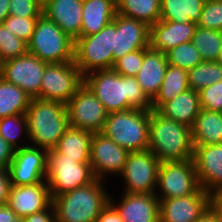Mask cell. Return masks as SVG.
Returning <instances> with one entry per match:
<instances>
[{
    "label": "cell",
    "instance_id": "1",
    "mask_svg": "<svg viewBox=\"0 0 222 222\" xmlns=\"http://www.w3.org/2000/svg\"><path fill=\"white\" fill-rule=\"evenodd\" d=\"M84 84L108 113L132 108L152 110V101L143 92L136 77L122 76L113 69L97 70L84 76Z\"/></svg>",
    "mask_w": 222,
    "mask_h": 222
},
{
    "label": "cell",
    "instance_id": "2",
    "mask_svg": "<svg viewBox=\"0 0 222 222\" xmlns=\"http://www.w3.org/2000/svg\"><path fill=\"white\" fill-rule=\"evenodd\" d=\"M160 162L193 159L192 128L150 111L149 148Z\"/></svg>",
    "mask_w": 222,
    "mask_h": 222
},
{
    "label": "cell",
    "instance_id": "3",
    "mask_svg": "<svg viewBox=\"0 0 222 222\" xmlns=\"http://www.w3.org/2000/svg\"><path fill=\"white\" fill-rule=\"evenodd\" d=\"M27 136L35 145L47 151L56 147L70 127L66 104L35 97L26 111Z\"/></svg>",
    "mask_w": 222,
    "mask_h": 222
},
{
    "label": "cell",
    "instance_id": "4",
    "mask_svg": "<svg viewBox=\"0 0 222 222\" xmlns=\"http://www.w3.org/2000/svg\"><path fill=\"white\" fill-rule=\"evenodd\" d=\"M99 179L52 198L56 222H96L110 201Z\"/></svg>",
    "mask_w": 222,
    "mask_h": 222
},
{
    "label": "cell",
    "instance_id": "5",
    "mask_svg": "<svg viewBox=\"0 0 222 222\" xmlns=\"http://www.w3.org/2000/svg\"><path fill=\"white\" fill-rule=\"evenodd\" d=\"M150 111L132 108L108 113L102 133L128 152L149 148Z\"/></svg>",
    "mask_w": 222,
    "mask_h": 222
},
{
    "label": "cell",
    "instance_id": "6",
    "mask_svg": "<svg viewBox=\"0 0 222 222\" xmlns=\"http://www.w3.org/2000/svg\"><path fill=\"white\" fill-rule=\"evenodd\" d=\"M74 47L75 41L43 14L28 42V52L47 63L74 61Z\"/></svg>",
    "mask_w": 222,
    "mask_h": 222
},
{
    "label": "cell",
    "instance_id": "7",
    "mask_svg": "<svg viewBox=\"0 0 222 222\" xmlns=\"http://www.w3.org/2000/svg\"><path fill=\"white\" fill-rule=\"evenodd\" d=\"M90 162L79 163L58 153H47L46 177L51 198L86 186L95 180Z\"/></svg>",
    "mask_w": 222,
    "mask_h": 222
},
{
    "label": "cell",
    "instance_id": "8",
    "mask_svg": "<svg viewBox=\"0 0 222 222\" xmlns=\"http://www.w3.org/2000/svg\"><path fill=\"white\" fill-rule=\"evenodd\" d=\"M114 19L98 33L75 40L74 62L82 75L113 67Z\"/></svg>",
    "mask_w": 222,
    "mask_h": 222
},
{
    "label": "cell",
    "instance_id": "9",
    "mask_svg": "<svg viewBox=\"0 0 222 222\" xmlns=\"http://www.w3.org/2000/svg\"><path fill=\"white\" fill-rule=\"evenodd\" d=\"M84 84V76L74 61L48 63L42 75L40 98L67 104Z\"/></svg>",
    "mask_w": 222,
    "mask_h": 222
},
{
    "label": "cell",
    "instance_id": "10",
    "mask_svg": "<svg viewBox=\"0 0 222 222\" xmlns=\"http://www.w3.org/2000/svg\"><path fill=\"white\" fill-rule=\"evenodd\" d=\"M161 198L166 200L194 194L199 188L193 159L186 161L161 162L158 169L157 186Z\"/></svg>",
    "mask_w": 222,
    "mask_h": 222
},
{
    "label": "cell",
    "instance_id": "11",
    "mask_svg": "<svg viewBox=\"0 0 222 222\" xmlns=\"http://www.w3.org/2000/svg\"><path fill=\"white\" fill-rule=\"evenodd\" d=\"M159 159L149 150L129 152L121 176L125 179V193L155 194Z\"/></svg>",
    "mask_w": 222,
    "mask_h": 222
},
{
    "label": "cell",
    "instance_id": "12",
    "mask_svg": "<svg viewBox=\"0 0 222 222\" xmlns=\"http://www.w3.org/2000/svg\"><path fill=\"white\" fill-rule=\"evenodd\" d=\"M48 63L37 56L26 54L0 63V77L15 84L30 97L40 98V87L44 68Z\"/></svg>",
    "mask_w": 222,
    "mask_h": 222
},
{
    "label": "cell",
    "instance_id": "13",
    "mask_svg": "<svg viewBox=\"0 0 222 222\" xmlns=\"http://www.w3.org/2000/svg\"><path fill=\"white\" fill-rule=\"evenodd\" d=\"M70 127L101 132L108 116L103 104L83 84L66 104Z\"/></svg>",
    "mask_w": 222,
    "mask_h": 222
},
{
    "label": "cell",
    "instance_id": "14",
    "mask_svg": "<svg viewBox=\"0 0 222 222\" xmlns=\"http://www.w3.org/2000/svg\"><path fill=\"white\" fill-rule=\"evenodd\" d=\"M48 151L30 145L19 146L8 167L11 185H32L43 182L46 177Z\"/></svg>",
    "mask_w": 222,
    "mask_h": 222
},
{
    "label": "cell",
    "instance_id": "15",
    "mask_svg": "<svg viewBox=\"0 0 222 222\" xmlns=\"http://www.w3.org/2000/svg\"><path fill=\"white\" fill-rule=\"evenodd\" d=\"M128 151L102 133H93L90 143V164L96 179L105 173H122Z\"/></svg>",
    "mask_w": 222,
    "mask_h": 222
},
{
    "label": "cell",
    "instance_id": "16",
    "mask_svg": "<svg viewBox=\"0 0 222 222\" xmlns=\"http://www.w3.org/2000/svg\"><path fill=\"white\" fill-rule=\"evenodd\" d=\"M160 222H195L211 206V195L203 188L184 197L159 200Z\"/></svg>",
    "mask_w": 222,
    "mask_h": 222
},
{
    "label": "cell",
    "instance_id": "17",
    "mask_svg": "<svg viewBox=\"0 0 222 222\" xmlns=\"http://www.w3.org/2000/svg\"><path fill=\"white\" fill-rule=\"evenodd\" d=\"M150 26L119 13L114 17V62L127 53L149 47Z\"/></svg>",
    "mask_w": 222,
    "mask_h": 222
},
{
    "label": "cell",
    "instance_id": "18",
    "mask_svg": "<svg viewBox=\"0 0 222 222\" xmlns=\"http://www.w3.org/2000/svg\"><path fill=\"white\" fill-rule=\"evenodd\" d=\"M193 161L200 187L210 195L221 192L222 144L194 146Z\"/></svg>",
    "mask_w": 222,
    "mask_h": 222
},
{
    "label": "cell",
    "instance_id": "19",
    "mask_svg": "<svg viewBox=\"0 0 222 222\" xmlns=\"http://www.w3.org/2000/svg\"><path fill=\"white\" fill-rule=\"evenodd\" d=\"M39 182L32 185H11L7 205L19 217L45 210L52 198L47 182Z\"/></svg>",
    "mask_w": 222,
    "mask_h": 222
},
{
    "label": "cell",
    "instance_id": "20",
    "mask_svg": "<svg viewBox=\"0 0 222 222\" xmlns=\"http://www.w3.org/2000/svg\"><path fill=\"white\" fill-rule=\"evenodd\" d=\"M83 0H44L42 14L74 41L80 37Z\"/></svg>",
    "mask_w": 222,
    "mask_h": 222
},
{
    "label": "cell",
    "instance_id": "21",
    "mask_svg": "<svg viewBox=\"0 0 222 222\" xmlns=\"http://www.w3.org/2000/svg\"><path fill=\"white\" fill-rule=\"evenodd\" d=\"M197 24L176 23L174 21L159 20L150 26L149 47L166 53L168 50L185 42H191Z\"/></svg>",
    "mask_w": 222,
    "mask_h": 222
},
{
    "label": "cell",
    "instance_id": "22",
    "mask_svg": "<svg viewBox=\"0 0 222 222\" xmlns=\"http://www.w3.org/2000/svg\"><path fill=\"white\" fill-rule=\"evenodd\" d=\"M124 222H160L157 194L123 193L119 205H114Z\"/></svg>",
    "mask_w": 222,
    "mask_h": 222
},
{
    "label": "cell",
    "instance_id": "23",
    "mask_svg": "<svg viewBox=\"0 0 222 222\" xmlns=\"http://www.w3.org/2000/svg\"><path fill=\"white\" fill-rule=\"evenodd\" d=\"M168 65L165 53L150 47L144 49V61L136 79L151 101L159 92Z\"/></svg>",
    "mask_w": 222,
    "mask_h": 222
},
{
    "label": "cell",
    "instance_id": "24",
    "mask_svg": "<svg viewBox=\"0 0 222 222\" xmlns=\"http://www.w3.org/2000/svg\"><path fill=\"white\" fill-rule=\"evenodd\" d=\"M200 110L199 92L189 88L163 104L157 111L167 118L192 128Z\"/></svg>",
    "mask_w": 222,
    "mask_h": 222
},
{
    "label": "cell",
    "instance_id": "25",
    "mask_svg": "<svg viewBox=\"0 0 222 222\" xmlns=\"http://www.w3.org/2000/svg\"><path fill=\"white\" fill-rule=\"evenodd\" d=\"M81 36L101 31L116 15V0H83Z\"/></svg>",
    "mask_w": 222,
    "mask_h": 222
},
{
    "label": "cell",
    "instance_id": "26",
    "mask_svg": "<svg viewBox=\"0 0 222 222\" xmlns=\"http://www.w3.org/2000/svg\"><path fill=\"white\" fill-rule=\"evenodd\" d=\"M93 132L69 127L54 148L66 158L76 162H90V143Z\"/></svg>",
    "mask_w": 222,
    "mask_h": 222
},
{
    "label": "cell",
    "instance_id": "27",
    "mask_svg": "<svg viewBox=\"0 0 222 222\" xmlns=\"http://www.w3.org/2000/svg\"><path fill=\"white\" fill-rule=\"evenodd\" d=\"M194 146L222 144V113L201 109L192 127Z\"/></svg>",
    "mask_w": 222,
    "mask_h": 222
},
{
    "label": "cell",
    "instance_id": "28",
    "mask_svg": "<svg viewBox=\"0 0 222 222\" xmlns=\"http://www.w3.org/2000/svg\"><path fill=\"white\" fill-rule=\"evenodd\" d=\"M206 0H160V20L198 24Z\"/></svg>",
    "mask_w": 222,
    "mask_h": 222
},
{
    "label": "cell",
    "instance_id": "29",
    "mask_svg": "<svg viewBox=\"0 0 222 222\" xmlns=\"http://www.w3.org/2000/svg\"><path fill=\"white\" fill-rule=\"evenodd\" d=\"M187 79L188 70L168 65L159 92L152 100V109L158 110L163 104L189 89Z\"/></svg>",
    "mask_w": 222,
    "mask_h": 222
},
{
    "label": "cell",
    "instance_id": "30",
    "mask_svg": "<svg viewBox=\"0 0 222 222\" xmlns=\"http://www.w3.org/2000/svg\"><path fill=\"white\" fill-rule=\"evenodd\" d=\"M116 12L152 26L160 20L161 4L160 0H116Z\"/></svg>",
    "mask_w": 222,
    "mask_h": 222
},
{
    "label": "cell",
    "instance_id": "31",
    "mask_svg": "<svg viewBox=\"0 0 222 222\" xmlns=\"http://www.w3.org/2000/svg\"><path fill=\"white\" fill-rule=\"evenodd\" d=\"M32 97L15 84L0 77V119L16 114H26Z\"/></svg>",
    "mask_w": 222,
    "mask_h": 222
},
{
    "label": "cell",
    "instance_id": "32",
    "mask_svg": "<svg viewBox=\"0 0 222 222\" xmlns=\"http://www.w3.org/2000/svg\"><path fill=\"white\" fill-rule=\"evenodd\" d=\"M191 42L204 61H217L222 50V32L197 26Z\"/></svg>",
    "mask_w": 222,
    "mask_h": 222
},
{
    "label": "cell",
    "instance_id": "33",
    "mask_svg": "<svg viewBox=\"0 0 222 222\" xmlns=\"http://www.w3.org/2000/svg\"><path fill=\"white\" fill-rule=\"evenodd\" d=\"M188 86L197 92L222 80V66L216 61H202L188 70Z\"/></svg>",
    "mask_w": 222,
    "mask_h": 222
},
{
    "label": "cell",
    "instance_id": "34",
    "mask_svg": "<svg viewBox=\"0 0 222 222\" xmlns=\"http://www.w3.org/2000/svg\"><path fill=\"white\" fill-rule=\"evenodd\" d=\"M165 54L169 65L186 70L193 69L203 61L199 51L194 47L192 42L179 44L168 50Z\"/></svg>",
    "mask_w": 222,
    "mask_h": 222
},
{
    "label": "cell",
    "instance_id": "35",
    "mask_svg": "<svg viewBox=\"0 0 222 222\" xmlns=\"http://www.w3.org/2000/svg\"><path fill=\"white\" fill-rule=\"evenodd\" d=\"M27 52L28 43L0 24V63L20 57Z\"/></svg>",
    "mask_w": 222,
    "mask_h": 222
},
{
    "label": "cell",
    "instance_id": "36",
    "mask_svg": "<svg viewBox=\"0 0 222 222\" xmlns=\"http://www.w3.org/2000/svg\"><path fill=\"white\" fill-rule=\"evenodd\" d=\"M23 130L25 132L28 130L26 114H16L0 119V135L15 150L19 148L16 141Z\"/></svg>",
    "mask_w": 222,
    "mask_h": 222
},
{
    "label": "cell",
    "instance_id": "37",
    "mask_svg": "<svg viewBox=\"0 0 222 222\" xmlns=\"http://www.w3.org/2000/svg\"><path fill=\"white\" fill-rule=\"evenodd\" d=\"M198 27L222 32V0H206Z\"/></svg>",
    "mask_w": 222,
    "mask_h": 222
},
{
    "label": "cell",
    "instance_id": "38",
    "mask_svg": "<svg viewBox=\"0 0 222 222\" xmlns=\"http://www.w3.org/2000/svg\"><path fill=\"white\" fill-rule=\"evenodd\" d=\"M38 18H23L9 15L2 23L7 30L25 42H29L34 33Z\"/></svg>",
    "mask_w": 222,
    "mask_h": 222
},
{
    "label": "cell",
    "instance_id": "39",
    "mask_svg": "<svg viewBox=\"0 0 222 222\" xmlns=\"http://www.w3.org/2000/svg\"><path fill=\"white\" fill-rule=\"evenodd\" d=\"M143 61L144 49H138L116 60L112 69L122 76L136 77Z\"/></svg>",
    "mask_w": 222,
    "mask_h": 222
},
{
    "label": "cell",
    "instance_id": "40",
    "mask_svg": "<svg viewBox=\"0 0 222 222\" xmlns=\"http://www.w3.org/2000/svg\"><path fill=\"white\" fill-rule=\"evenodd\" d=\"M200 108L222 112V80L199 91Z\"/></svg>",
    "mask_w": 222,
    "mask_h": 222
},
{
    "label": "cell",
    "instance_id": "41",
    "mask_svg": "<svg viewBox=\"0 0 222 222\" xmlns=\"http://www.w3.org/2000/svg\"><path fill=\"white\" fill-rule=\"evenodd\" d=\"M41 0H10L9 15L23 18H39L42 15Z\"/></svg>",
    "mask_w": 222,
    "mask_h": 222
},
{
    "label": "cell",
    "instance_id": "42",
    "mask_svg": "<svg viewBox=\"0 0 222 222\" xmlns=\"http://www.w3.org/2000/svg\"><path fill=\"white\" fill-rule=\"evenodd\" d=\"M96 222H124L111 198L108 204L100 212Z\"/></svg>",
    "mask_w": 222,
    "mask_h": 222
},
{
    "label": "cell",
    "instance_id": "43",
    "mask_svg": "<svg viewBox=\"0 0 222 222\" xmlns=\"http://www.w3.org/2000/svg\"><path fill=\"white\" fill-rule=\"evenodd\" d=\"M15 149L0 135V168L8 169L14 157Z\"/></svg>",
    "mask_w": 222,
    "mask_h": 222
},
{
    "label": "cell",
    "instance_id": "44",
    "mask_svg": "<svg viewBox=\"0 0 222 222\" xmlns=\"http://www.w3.org/2000/svg\"><path fill=\"white\" fill-rule=\"evenodd\" d=\"M49 209L51 212H47ZM23 219L24 222H56L54 207L51 203L45 210L30 214Z\"/></svg>",
    "mask_w": 222,
    "mask_h": 222
},
{
    "label": "cell",
    "instance_id": "45",
    "mask_svg": "<svg viewBox=\"0 0 222 222\" xmlns=\"http://www.w3.org/2000/svg\"><path fill=\"white\" fill-rule=\"evenodd\" d=\"M11 187L9 171L6 168H0V205L7 204Z\"/></svg>",
    "mask_w": 222,
    "mask_h": 222
},
{
    "label": "cell",
    "instance_id": "46",
    "mask_svg": "<svg viewBox=\"0 0 222 222\" xmlns=\"http://www.w3.org/2000/svg\"><path fill=\"white\" fill-rule=\"evenodd\" d=\"M211 207L218 214L222 222V191L211 195Z\"/></svg>",
    "mask_w": 222,
    "mask_h": 222
},
{
    "label": "cell",
    "instance_id": "47",
    "mask_svg": "<svg viewBox=\"0 0 222 222\" xmlns=\"http://www.w3.org/2000/svg\"><path fill=\"white\" fill-rule=\"evenodd\" d=\"M195 222H221L220 217L210 206Z\"/></svg>",
    "mask_w": 222,
    "mask_h": 222
},
{
    "label": "cell",
    "instance_id": "48",
    "mask_svg": "<svg viewBox=\"0 0 222 222\" xmlns=\"http://www.w3.org/2000/svg\"><path fill=\"white\" fill-rule=\"evenodd\" d=\"M16 213L7 205H0V222H11Z\"/></svg>",
    "mask_w": 222,
    "mask_h": 222
},
{
    "label": "cell",
    "instance_id": "49",
    "mask_svg": "<svg viewBox=\"0 0 222 222\" xmlns=\"http://www.w3.org/2000/svg\"><path fill=\"white\" fill-rule=\"evenodd\" d=\"M10 0H0V24L9 16Z\"/></svg>",
    "mask_w": 222,
    "mask_h": 222
},
{
    "label": "cell",
    "instance_id": "50",
    "mask_svg": "<svg viewBox=\"0 0 222 222\" xmlns=\"http://www.w3.org/2000/svg\"><path fill=\"white\" fill-rule=\"evenodd\" d=\"M11 222H24V219L22 217L16 216L11 220Z\"/></svg>",
    "mask_w": 222,
    "mask_h": 222
},
{
    "label": "cell",
    "instance_id": "51",
    "mask_svg": "<svg viewBox=\"0 0 222 222\" xmlns=\"http://www.w3.org/2000/svg\"><path fill=\"white\" fill-rule=\"evenodd\" d=\"M216 62L219 63L222 66V50H221V52L219 54V57H218Z\"/></svg>",
    "mask_w": 222,
    "mask_h": 222
}]
</instances>
